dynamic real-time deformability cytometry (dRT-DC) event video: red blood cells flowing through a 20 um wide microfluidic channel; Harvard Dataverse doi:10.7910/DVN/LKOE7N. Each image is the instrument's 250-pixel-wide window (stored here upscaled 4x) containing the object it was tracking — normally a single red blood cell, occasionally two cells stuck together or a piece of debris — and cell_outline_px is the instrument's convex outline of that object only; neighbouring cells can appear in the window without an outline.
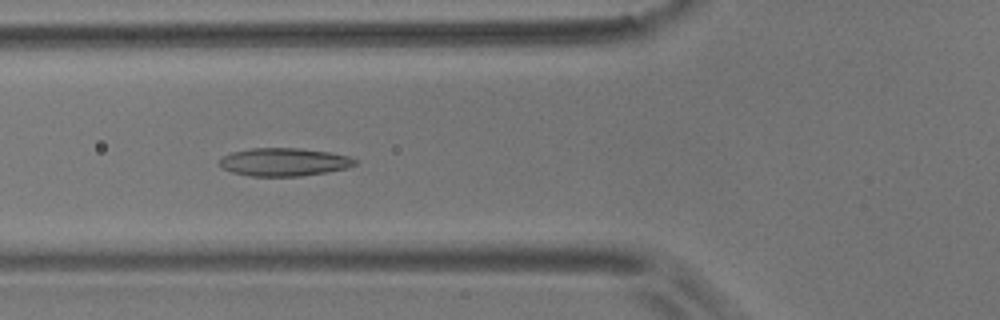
{"species": "common noctule bat (a hibernating species)", "species_latin": "Nyctalus noctula", "temperature_condition": "room temperature", "stored_images_in_passage": 56, "camera_frame_rate_fps": 3000, "um_per_image_px": 0.085, "animal": {"sex": "male", "body_mass_g": 17.9}, "frame": {"image": 1, "passage_image": 20, "time_ms": 6.333, "image_size_px": [1000, 320], "cell_outline_px": [[356, 164], [348, 168], [328, 172], [300, 176], [252, 176], [232, 172], [224, 168], [220, 164], [220, 160], [224, 156], [232, 152], [252, 148], [300, 148], [328, 152], [348, 156], [356, 160]], "centroid_in_image_um": [24.17, 13.77], "position_along_channel_um": 101.6, "area_um2": 21.96}}
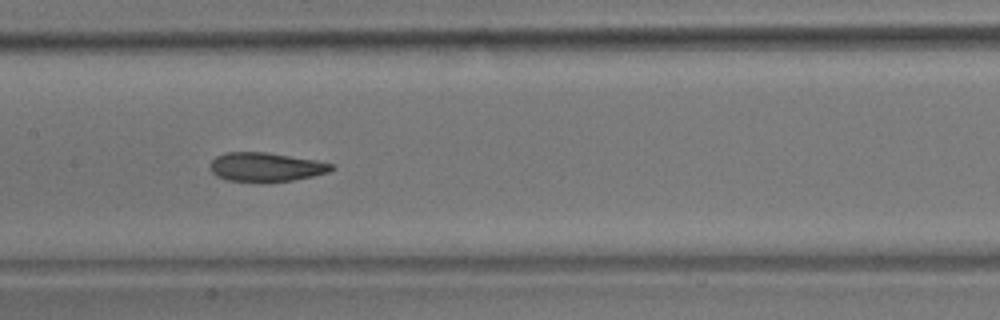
{"frame": {"image": 2, "passage_image": 27, "time_ms": 8.667, "image_size_px": [1000, 320], "cell_outline_px": [[336, 168], [328, 172], [312, 176], [292, 180], [268, 184], [264, 184], [228, 180], [216, 176], [212, 172], [208, 164], [216, 156], [224, 152], [264, 152], [316, 160], [336, 164]], "centroid_in_image_um": [22.59, 14.22], "position_along_channel_um": 184.8, "area_um2": 21.1}}
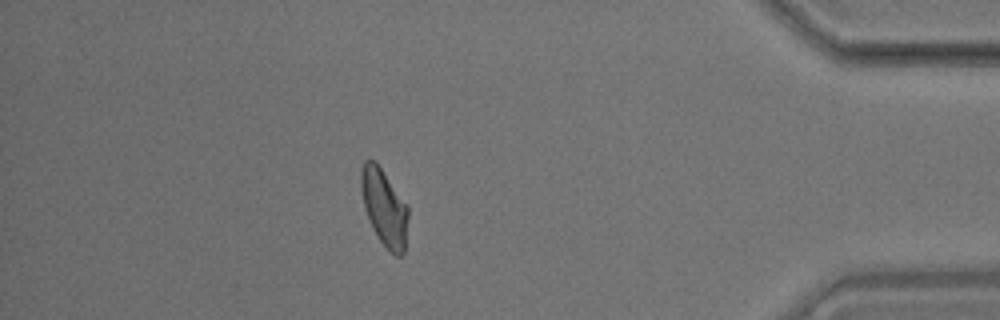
{"frame": {"image": 3, "passage_image": 49, "time_ms": 16.0, "image_size_px": [1000, 320], "cell_outline_px": [[408, 220], [404, 252], [400, 256], [396, 256], [380, 240], [364, 208], [360, 188], [360, 172], [364, 160], [376, 160], [408, 204]], "centroid_in_image_um": [32.67, 17.56], "position_along_channel_um": 402.5, "area_um2": 21.1}, "authors_computed_cell_mechanics": {"area_um2": 21.2415, "velocity_mm_per_s": 3.5433, "shape_relaxation_time_tau1_ms": 10.7954, "shape_relaxation_time_tau2_ms": 2.4008, "deformation_change_tau1": 0.215, "deformation_change_tau2": 0.0872}}